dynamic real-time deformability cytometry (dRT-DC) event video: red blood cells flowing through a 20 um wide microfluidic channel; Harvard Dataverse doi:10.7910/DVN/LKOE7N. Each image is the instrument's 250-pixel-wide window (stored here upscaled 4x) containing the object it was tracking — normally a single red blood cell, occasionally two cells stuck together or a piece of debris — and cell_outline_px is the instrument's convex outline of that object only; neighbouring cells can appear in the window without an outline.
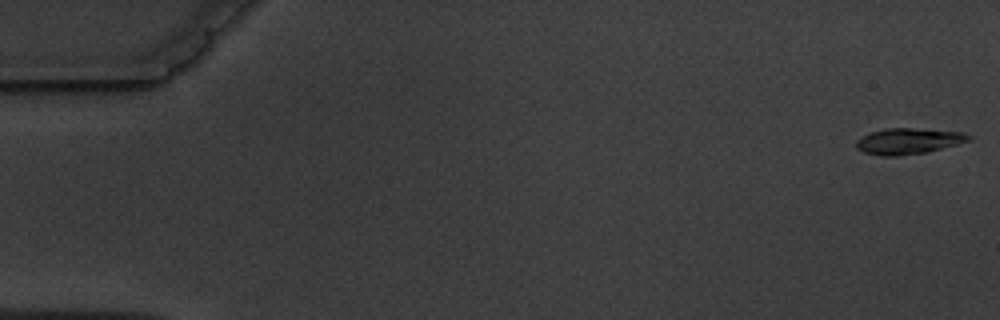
{"species": "common noctule bat (a hibernating species)", "species_latin": "Nyctalus noctula", "temperature_condition": "warm", "stored_images_in_passage": 11, "camera_frame_rate_fps": 3000, "um_per_image_px": 0.085, "animal": {"sex": "male", "body_mass_g": 19.5, "forearm_length_mm": 54.6}, "frame": {"image": 1, "passage_image": 1, "time_ms": 0.0, "image_size_px": [1000, 320], "cell_outline_px": [[972, 140], [928, 152], [896, 156], [884, 156], [864, 152], [856, 148], [856, 140], [872, 132], [884, 128], [912, 128], [964, 132], [972, 136]], "centroid_in_image_um": [77.25, 11.99], "position_along_channel_um": 7.7, "area_um2": 16.99}}
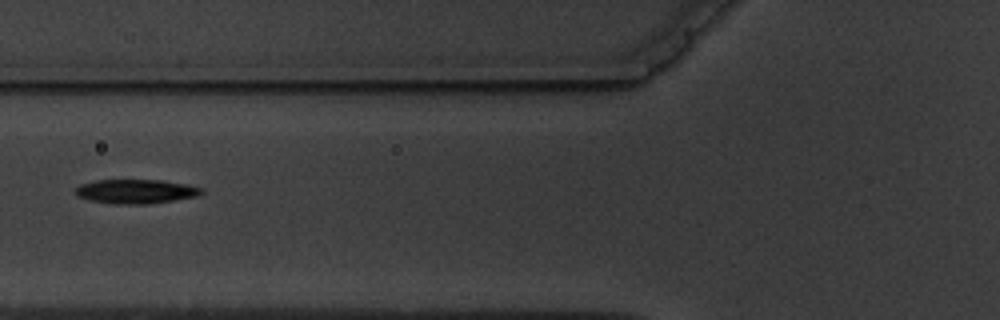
{"frame": {"image": 2, "passage_image": 6, "time_ms": 7.0, "image_size_px": [1000, 320], "cell_outline_px": [[204, 192], [196, 196], [148, 204], [112, 204], [92, 200], [76, 196], [76, 188], [80, 184], [96, 180], [164, 180], [188, 184], [204, 188]], "centroid_in_image_um": [11.57, 16.26], "position_along_channel_um": 114.2, "area_um2": 17.8}}
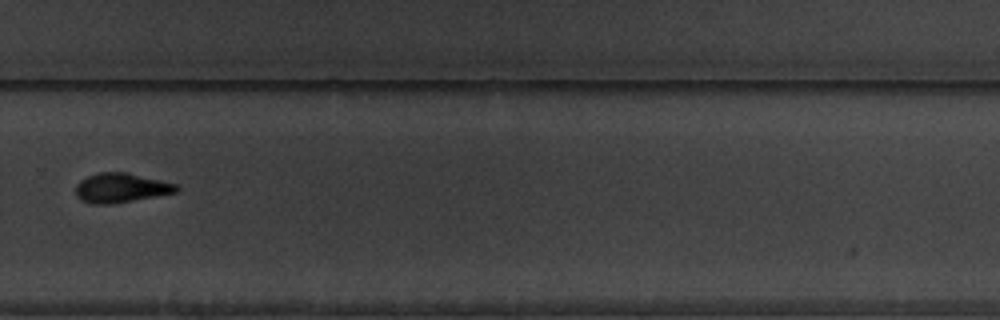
{"frame": {"image": 3, "passage_image": 11, "time_ms": 12.667, "image_size_px": [1000, 320], "cell_outline_px": [[180, 188], [176, 192], [156, 196], [112, 204], [92, 204], [80, 200], [76, 196], [76, 184], [80, 180], [88, 176], [100, 172], [128, 172], [176, 184]], "centroid_in_image_um": [10.25, 15.97], "position_along_channel_um": 319.5, "area_um2": 17.28}}